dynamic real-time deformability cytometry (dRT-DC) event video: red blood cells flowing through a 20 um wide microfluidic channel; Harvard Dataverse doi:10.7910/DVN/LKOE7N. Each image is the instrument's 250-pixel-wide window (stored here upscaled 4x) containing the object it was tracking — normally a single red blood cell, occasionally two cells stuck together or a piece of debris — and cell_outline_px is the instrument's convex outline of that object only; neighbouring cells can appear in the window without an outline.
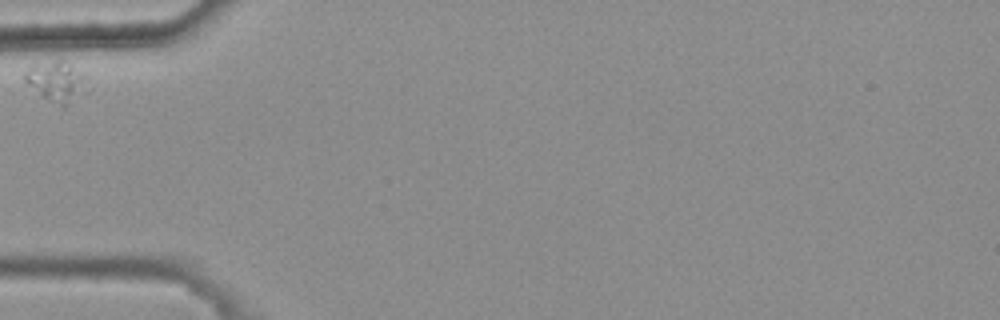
{"species": "common noctule bat (a hibernating species)", "species_latin": "Nyctalus noctula", "temperature_condition": "warm", "stored_images_in_passage": 4, "camera_frame_rate_fps": 3000, "um_per_image_px": 0.085, "animal": {"sex": "female", "body_mass_g": 25.1}, "frame": {"image": 1, "passage_image": 1, "time_ms": 0.0, "image_size_px": [1000, 320], "cell_outline_px": [[92, 88], [88, 92], [64, 108], [60, 108], [48, 100], [28, 84], [24, 80], [24, 72], [28, 68], [56, 60], [64, 60], [84, 76]], "centroid_in_image_um": [4.9, 7.0], "position_along_channel_um": 80.1, "area_um2": 14.74}}
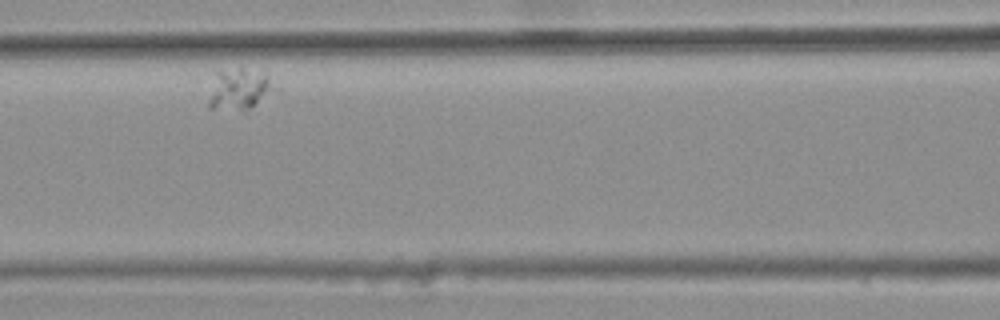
{"frame": {"image": 2, "passage_image": 3, "time_ms": 0.667, "image_size_px": [1000, 320], "cell_outline_px": [[268, 84], [256, 100], [244, 112], [208, 108], [208, 100], [216, 68], [240, 68], [268, 76]], "centroid_in_image_um": [20.04, 7.57], "position_along_channel_um": 146.6, "area_um2": 14.57}}